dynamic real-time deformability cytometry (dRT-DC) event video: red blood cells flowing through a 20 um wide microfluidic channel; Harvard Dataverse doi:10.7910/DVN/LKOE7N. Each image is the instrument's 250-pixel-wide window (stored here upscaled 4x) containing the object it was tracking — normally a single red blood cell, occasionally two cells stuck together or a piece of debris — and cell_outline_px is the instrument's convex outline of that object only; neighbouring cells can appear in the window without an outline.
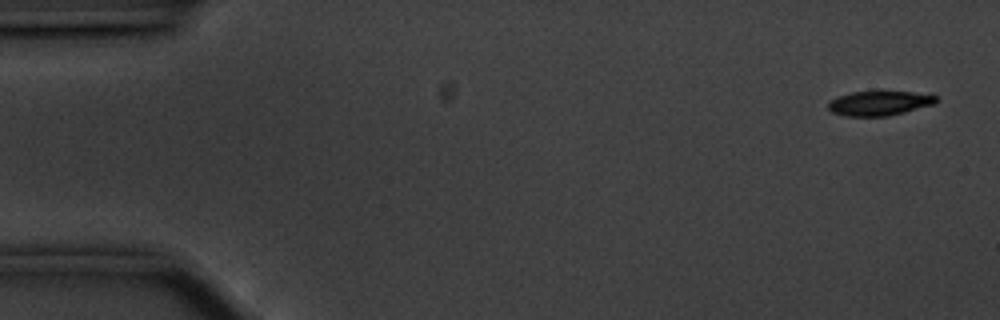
{"species": "common noctule bat (a hibernating species)", "species_latin": "Nyctalus noctula", "temperature_condition": "cold", "stored_images_in_passage": 55, "camera_frame_rate_fps": 3000, "um_per_image_px": 0.085, "animal": {"sex": "male", "body_mass_g": 20.1, "forearm_length_mm": 53.5}, "frame": {"image": 1, "passage_image": 1, "time_ms": 0.0, "image_size_px": [1000, 320], "cell_outline_px": [[936, 104], [888, 116], [844, 116], [832, 112], [828, 108], [828, 100], [852, 92], [912, 92], [936, 96]], "centroid_in_image_um": [74.71, 8.79], "position_along_channel_um": 10.3, "area_um2": 15.26}}
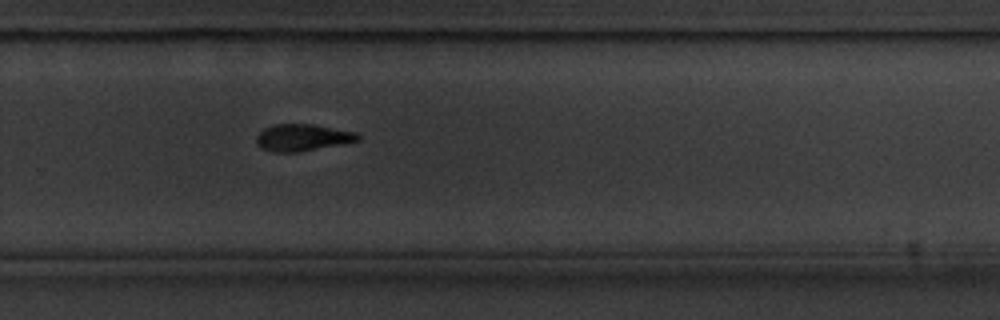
{"frame": {"image": 2, "passage_image": 36, "time_ms": 11.667, "image_size_px": [1000, 320], "cell_outline_px": [[360, 140], [348, 144], [296, 152], [272, 152], [260, 148], [256, 144], [256, 136], [264, 128], [276, 124], [312, 124], [356, 132], [360, 136]], "centroid_in_image_um": [25.73, 11.7], "position_along_channel_um": 304.1, "area_um2": 16.13}}
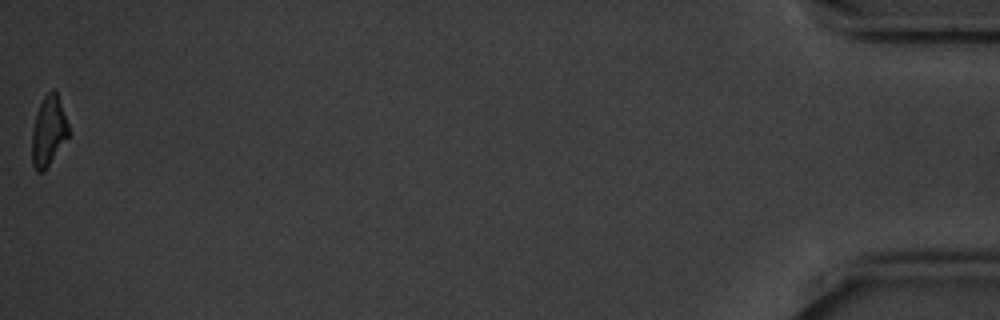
{"frame": {"image": 3, "passage_image": 55, "time_ms": 18.0, "image_size_px": [1000, 320], "cell_outline_px": [[68, 136], [44, 172], [36, 172], [32, 164], [32, 128], [40, 104], [44, 96], [52, 88], [56, 92], [68, 124]], "centroid_in_image_um": [4.1, 11.17], "position_along_channel_um": 431.1, "area_um2": 14.62}, "authors_computed_cell_mechanics": {"area_um2": 16.7042, "velocity_mm_per_s": 3.5427, "shape_relaxation_time_tau1_ms": 2.1911, "shape_relaxation_time_tau2_ms": null, "deformation_change_tau1": 0.1469, "deformation_change_tau2": null}}